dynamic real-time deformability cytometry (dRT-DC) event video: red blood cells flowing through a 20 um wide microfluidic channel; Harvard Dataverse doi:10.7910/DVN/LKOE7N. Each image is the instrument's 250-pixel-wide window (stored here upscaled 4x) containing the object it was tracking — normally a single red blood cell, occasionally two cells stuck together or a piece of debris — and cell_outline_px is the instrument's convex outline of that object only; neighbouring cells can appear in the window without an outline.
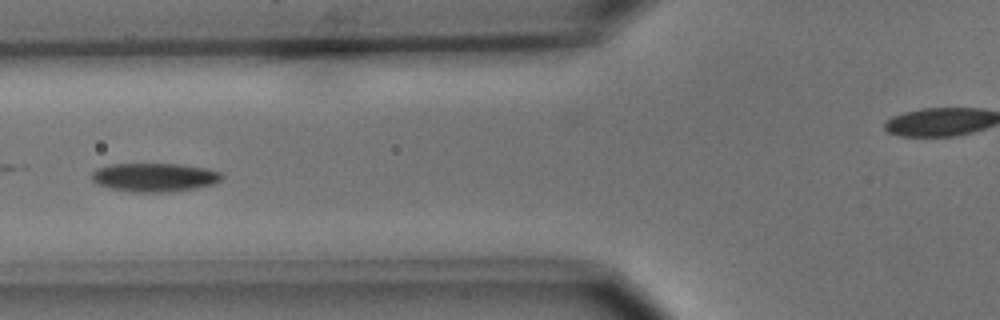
{"species": "common noctule bat (a hibernating species)", "species_latin": "Nyctalus noctula", "temperature_condition": "cold", "stored_images_in_passage": 8, "camera_frame_rate_fps": 3000, "um_per_image_px": 0.085, "animal": {"sex": "male", "body_mass_g": 15.6}, "frame": {"image": 1, "passage_image": 6, "time_ms": 6.0, "image_size_px": [1000, 320], "cell_outline_px": [[224, 176], [220, 180], [212, 184], [196, 188], [164, 192], [132, 192], [112, 188], [96, 184], [92, 180], [92, 172], [96, 168], [112, 164], [180, 164], [204, 168], [220, 172]], "centroid_in_image_um": [13.11, 15.07], "position_along_channel_um": 112.7, "area_um2": 21.56}}